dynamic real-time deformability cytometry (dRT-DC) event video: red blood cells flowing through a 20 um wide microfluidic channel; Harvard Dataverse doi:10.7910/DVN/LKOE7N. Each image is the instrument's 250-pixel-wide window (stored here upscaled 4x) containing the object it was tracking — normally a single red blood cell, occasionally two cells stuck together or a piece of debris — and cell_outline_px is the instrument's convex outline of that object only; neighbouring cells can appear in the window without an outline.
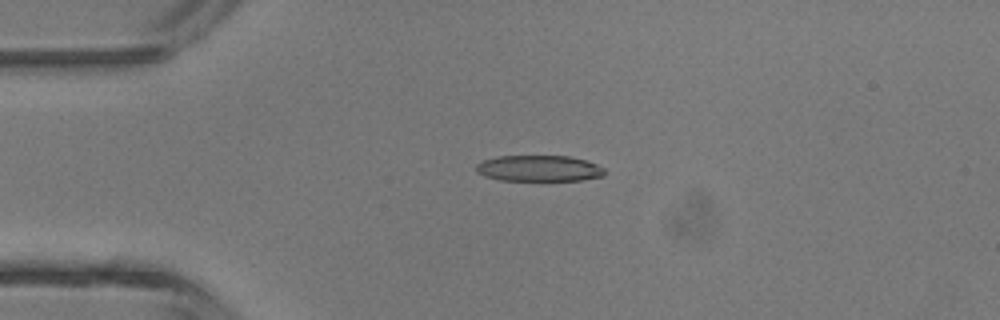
{"species": "common noctule bat (a hibernating species)", "species_latin": "Nyctalus noctula", "temperature_condition": "room temperature", "stored_images_in_passage": 2, "camera_frame_rate_fps": 3000, "um_per_image_px": 0.085, "animal": {"sex": "male", "body_mass_g": 13.3}, "frame": {"image": 1, "passage_image": 1, "time_ms": 0.0, "image_size_px": [1000, 320], "cell_outline_px": [[604, 176], [580, 180], [500, 180], [484, 176], [476, 172], [476, 164], [480, 160], [496, 156], [572, 156], [596, 164], [604, 168]], "centroid_in_image_um": [45.76, 14.3], "position_along_channel_um": 39.2, "area_um2": 19.59}}